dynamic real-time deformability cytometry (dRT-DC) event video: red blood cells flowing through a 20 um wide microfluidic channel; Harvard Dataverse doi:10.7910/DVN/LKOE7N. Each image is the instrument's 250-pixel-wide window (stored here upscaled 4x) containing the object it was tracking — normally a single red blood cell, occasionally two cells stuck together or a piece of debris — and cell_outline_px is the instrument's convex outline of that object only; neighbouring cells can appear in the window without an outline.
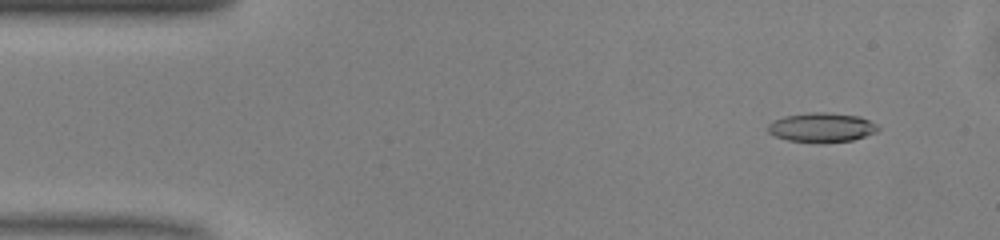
{"species": "common noctule bat (a hibernating species)", "species_latin": "Nyctalus noctula", "temperature_condition": "warm", "stored_images_in_passage": 47, "camera_frame_rate_fps": 3000, "um_per_image_px": 0.085, "animal": {"sex": "male", "body_mass_g": 13.0, "forearm_length_mm": 53.1}, "frame": {"image": 1, "passage_image": 4, "time_ms": 1.0, "image_size_px": [1000, 240], "cell_outline_px": [[880, 128], [876, 132], [852, 140], [824, 144], [788, 140], [776, 136], [768, 132], [768, 124], [772, 120], [784, 116], [808, 112], [824, 112], [860, 116], [876, 124]], "centroid_in_image_um": [69.83, 10.84], "position_along_channel_um": 15.2, "area_um2": 19.07}}
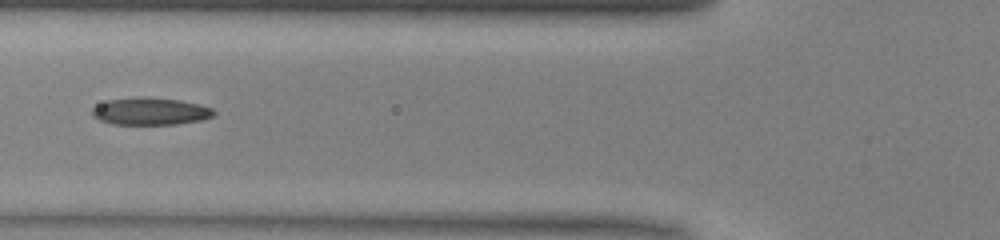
{"frame": {"image": 2, "passage_image": 18, "time_ms": 5.667, "image_size_px": [1000, 240], "cell_outline_px": [[216, 112], [212, 116], [200, 120], [176, 124], [112, 124], [100, 120], [92, 116], [92, 108], [108, 100], [176, 100], [200, 104], [212, 108]], "centroid_in_image_um": [12.81, 9.52], "position_along_channel_um": 113.0, "area_um2": 18.21}}
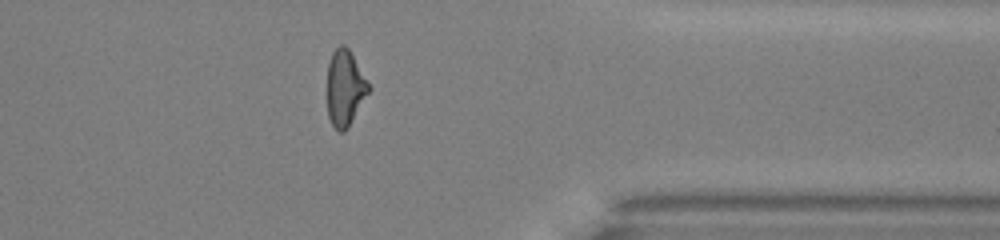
{"frame": {"image": 3, "passage_image": 39, "time_ms": 12.667, "image_size_px": [1000, 240], "cell_outline_px": [[372, 88], [348, 128], [344, 132], [340, 132], [332, 124], [328, 116], [328, 64], [332, 52], [340, 44], [344, 44], [348, 48]], "centroid_in_image_um": [29.34, 7.49], "position_along_channel_um": 382.1, "area_um2": 18.32}, "authors_computed_cell_mechanics": {"area_um2": 18.8428, "velocity_mm_per_s": 4.0908, "shape_relaxation_time_tau1_ms": null, "shape_relaxation_time_tau2_ms": 2.5259, "deformation_change_tau1": null, "deformation_change_tau2": 0.1152}}